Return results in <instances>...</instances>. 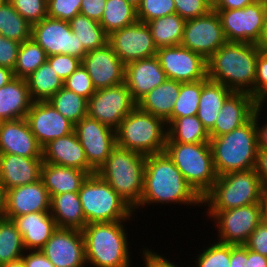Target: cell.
<instances>
[{
  "instance_id": "1",
  "label": "cell",
  "mask_w": 267,
  "mask_h": 267,
  "mask_svg": "<svg viewBox=\"0 0 267 267\" xmlns=\"http://www.w3.org/2000/svg\"><path fill=\"white\" fill-rule=\"evenodd\" d=\"M203 204L165 152L146 156L143 193L136 206L151 203Z\"/></svg>"
},
{
  "instance_id": "2",
  "label": "cell",
  "mask_w": 267,
  "mask_h": 267,
  "mask_svg": "<svg viewBox=\"0 0 267 267\" xmlns=\"http://www.w3.org/2000/svg\"><path fill=\"white\" fill-rule=\"evenodd\" d=\"M260 52L253 43L226 42L207 60L208 79L221 83L233 92L249 93L254 98Z\"/></svg>"
},
{
  "instance_id": "3",
  "label": "cell",
  "mask_w": 267,
  "mask_h": 267,
  "mask_svg": "<svg viewBox=\"0 0 267 267\" xmlns=\"http://www.w3.org/2000/svg\"><path fill=\"white\" fill-rule=\"evenodd\" d=\"M210 146L217 176L255 168L258 143L254 119L229 133L210 138Z\"/></svg>"
},
{
  "instance_id": "4",
  "label": "cell",
  "mask_w": 267,
  "mask_h": 267,
  "mask_svg": "<svg viewBox=\"0 0 267 267\" xmlns=\"http://www.w3.org/2000/svg\"><path fill=\"white\" fill-rule=\"evenodd\" d=\"M121 221L89 223L82 229L86 263L94 267H129L125 229Z\"/></svg>"
},
{
  "instance_id": "5",
  "label": "cell",
  "mask_w": 267,
  "mask_h": 267,
  "mask_svg": "<svg viewBox=\"0 0 267 267\" xmlns=\"http://www.w3.org/2000/svg\"><path fill=\"white\" fill-rule=\"evenodd\" d=\"M145 163V155L116 146L96 173L134 209L143 193Z\"/></svg>"
},
{
  "instance_id": "6",
  "label": "cell",
  "mask_w": 267,
  "mask_h": 267,
  "mask_svg": "<svg viewBox=\"0 0 267 267\" xmlns=\"http://www.w3.org/2000/svg\"><path fill=\"white\" fill-rule=\"evenodd\" d=\"M164 125L166 122L162 118L136 106L116 130V146L145 156L162 153L167 140Z\"/></svg>"
},
{
  "instance_id": "7",
  "label": "cell",
  "mask_w": 267,
  "mask_h": 267,
  "mask_svg": "<svg viewBox=\"0 0 267 267\" xmlns=\"http://www.w3.org/2000/svg\"><path fill=\"white\" fill-rule=\"evenodd\" d=\"M264 189L255 168L233 171L217 177L211 190L202 198L208 211H225L260 203Z\"/></svg>"
},
{
  "instance_id": "8",
  "label": "cell",
  "mask_w": 267,
  "mask_h": 267,
  "mask_svg": "<svg viewBox=\"0 0 267 267\" xmlns=\"http://www.w3.org/2000/svg\"><path fill=\"white\" fill-rule=\"evenodd\" d=\"M164 152L201 198L211 190L218 176L213 164L210 142H166Z\"/></svg>"
},
{
  "instance_id": "9",
  "label": "cell",
  "mask_w": 267,
  "mask_h": 267,
  "mask_svg": "<svg viewBox=\"0 0 267 267\" xmlns=\"http://www.w3.org/2000/svg\"><path fill=\"white\" fill-rule=\"evenodd\" d=\"M86 223L125 221L134 209L97 173L88 175L78 191Z\"/></svg>"
},
{
  "instance_id": "10",
  "label": "cell",
  "mask_w": 267,
  "mask_h": 267,
  "mask_svg": "<svg viewBox=\"0 0 267 267\" xmlns=\"http://www.w3.org/2000/svg\"><path fill=\"white\" fill-rule=\"evenodd\" d=\"M137 106L125 83L96 89L88 99L87 115L117 130L121 121Z\"/></svg>"
},
{
  "instance_id": "11",
  "label": "cell",
  "mask_w": 267,
  "mask_h": 267,
  "mask_svg": "<svg viewBox=\"0 0 267 267\" xmlns=\"http://www.w3.org/2000/svg\"><path fill=\"white\" fill-rule=\"evenodd\" d=\"M266 6L256 0L242 9H213L220 17L227 42L255 44L260 37Z\"/></svg>"
},
{
  "instance_id": "12",
  "label": "cell",
  "mask_w": 267,
  "mask_h": 267,
  "mask_svg": "<svg viewBox=\"0 0 267 267\" xmlns=\"http://www.w3.org/2000/svg\"><path fill=\"white\" fill-rule=\"evenodd\" d=\"M31 38L46 52L47 56L58 54L83 59L87 51L71 31L69 21L46 17L32 25Z\"/></svg>"
},
{
  "instance_id": "13",
  "label": "cell",
  "mask_w": 267,
  "mask_h": 267,
  "mask_svg": "<svg viewBox=\"0 0 267 267\" xmlns=\"http://www.w3.org/2000/svg\"><path fill=\"white\" fill-rule=\"evenodd\" d=\"M226 42L219 14L215 10L185 21L181 45L206 60Z\"/></svg>"
},
{
  "instance_id": "14",
  "label": "cell",
  "mask_w": 267,
  "mask_h": 267,
  "mask_svg": "<svg viewBox=\"0 0 267 267\" xmlns=\"http://www.w3.org/2000/svg\"><path fill=\"white\" fill-rule=\"evenodd\" d=\"M156 56L167 79L194 82L208 78L207 60L182 45L158 48Z\"/></svg>"
},
{
  "instance_id": "15",
  "label": "cell",
  "mask_w": 267,
  "mask_h": 267,
  "mask_svg": "<svg viewBox=\"0 0 267 267\" xmlns=\"http://www.w3.org/2000/svg\"><path fill=\"white\" fill-rule=\"evenodd\" d=\"M208 213L217 220L219 242L233 245H244L260 224L261 218L260 203Z\"/></svg>"
},
{
  "instance_id": "16",
  "label": "cell",
  "mask_w": 267,
  "mask_h": 267,
  "mask_svg": "<svg viewBox=\"0 0 267 267\" xmlns=\"http://www.w3.org/2000/svg\"><path fill=\"white\" fill-rule=\"evenodd\" d=\"M74 132L88 164L97 172L116 147V131L87 115L74 125Z\"/></svg>"
},
{
  "instance_id": "17",
  "label": "cell",
  "mask_w": 267,
  "mask_h": 267,
  "mask_svg": "<svg viewBox=\"0 0 267 267\" xmlns=\"http://www.w3.org/2000/svg\"><path fill=\"white\" fill-rule=\"evenodd\" d=\"M108 43L124 65L157 53L149 27L140 21L113 31L109 35Z\"/></svg>"
},
{
  "instance_id": "18",
  "label": "cell",
  "mask_w": 267,
  "mask_h": 267,
  "mask_svg": "<svg viewBox=\"0 0 267 267\" xmlns=\"http://www.w3.org/2000/svg\"><path fill=\"white\" fill-rule=\"evenodd\" d=\"M55 267H84L85 242L82 230L57 228L40 249Z\"/></svg>"
},
{
  "instance_id": "19",
  "label": "cell",
  "mask_w": 267,
  "mask_h": 267,
  "mask_svg": "<svg viewBox=\"0 0 267 267\" xmlns=\"http://www.w3.org/2000/svg\"><path fill=\"white\" fill-rule=\"evenodd\" d=\"M25 119L42 148L51 140L74 132V124L48 101L33 102Z\"/></svg>"
},
{
  "instance_id": "20",
  "label": "cell",
  "mask_w": 267,
  "mask_h": 267,
  "mask_svg": "<svg viewBox=\"0 0 267 267\" xmlns=\"http://www.w3.org/2000/svg\"><path fill=\"white\" fill-rule=\"evenodd\" d=\"M82 65L96 89L124 83L125 65L109 43L87 52L82 59Z\"/></svg>"
},
{
  "instance_id": "21",
  "label": "cell",
  "mask_w": 267,
  "mask_h": 267,
  "mask_svg": "<svg viewBox=\"0 0 267 267\" xmlns=\"http://www.w3.org/2000/svg\"><path fill=\"white\" fill-rule=\"evenodd\" d=\"M50 195L40 179L6 191L4 217L12 219L32 212H50Z\"/></svg>"
},
{
  "instance_id": "22",
  "label": "cell",
  "mask_w": 267,
  "mask_h": 267,
  "mask_svg": "<svg viewBox=\"0 0 267 267\" xmlns=\"http://www.w3.org/2000/svg\"><path fill=\"white\" fill-rule=\"evenodd\" d=\"M0 154H15L27 158H43L25 118L2 121L0 127Z\"/></svg>"
},
{
  "instance_id": "23",
  "label": "cell",
  "mask_w": 267,
  "mask_h": 267,
  "mask_svg": "<svg viewBox=\"0 0 267 267\" xmlns=\"http://www.w3.org/2000/svg\"><path fill=\"white\" fill-rule=\"evenodd\" d=\"M259 103L246 92H232L219 111L210 138L229 133L247 123Z\"/></svg>"
},
{
  "instance_id": "24",
  "label": "cell",
  "mask_w": 267,
  "mask_h": 267,
  "mask_svg": "<svg viewBox=\"0 0 267 267\" xmlns=\"http://www.w3.org/2000/svg\"><path fill=\"white\" fill-rule=\"evenodd\" d=\"M166 79L156 55L125 65L124 83L136 103Z\"/></svg>"
},
{
  "instance_id": "25",
  "label": "cell",
  "mask_w": 267,
  "mask_h": 267,
  "mask_svg": "<svg viewBox=\"0 0 267 267\" xmlns=\"http://www.w3.org/2000/svg\"><path fill=\"white\" fill-rule=\"evenodd\" d=\"M43 162L76 168L86 171L89 175L96 171L88 164L84 148L75 132L51 140L42 148Z\"/></svg>"
},
{
  "instance_id": "26",
  "label": "cell",
  "mask_w": 267,
  "mask_h": 267,
  "mask_svg": "<svg viewBox=\"0 0 267 267\" xmlns=\"http://www.w3.org/2000/svg\"><path fill=\"white\" fill-rule=\"evenodd\" d=\"M43 158H27L15 154H0V182L6 191L40 180Z\"/></svg>"
},
{
  "instance_id": "27",
  "label": "cell",
  "mask_w": 267,
  "mask_h": 267,
  "mask_svg": "<svg viewBox=\"0 0 267 267\" xmlns=\"http://www.w3.org/2000/svg\"><path fill=\"white\" fill-rule=\"evenodd\" d=\"M25 250H40L58 228L50 212H32L12 218Z\"/></svg>"
},
{
  "instance_id": "28",
  "label": "cell",
  "mask_w": 267,
  "mask_h": 267,
  "mask_svg": "<svg viewBox=\"0 0 267 267\" xmlns=\"http://www.w3.org/2000/svg\"><path fill=\"white\" fill-rule=\"evenodd\" d=\"M32 103L26 79L14 77L0 87V119L2 121L26 118Z\"/></svg>"
},
{
  "instance_id": "29",
  "label": "cell",
  "mask_w": 267,
  "mask_h": 267,
  "mask_svg": "<svg viewBox=\"0 0 267 267\" xmlns=\"http://www.w3.org/2000/svg\"><path fill=\"white\" fill-rule=\"evenodd\" d=\"M88 175L83 170L43 162L40 179L51 198L65 192H78Z\"/></svg>"
},
{
  "instance_id": "30",
  "label": "cell",
  "mask_w": 267,
  "mask_h": 267,
  "mask_svg": "<svg viewBox=\"0 0 267 267\" xmlns=\"http://www.w3.org/2000/svg\"><path fill=\"white\" fill-rule=\"evenodd\" d=\"M50 214L58 228L82 230L87 224L78 192L53 195L50 200Z\"/></svg>"
},
{
  "instance_id": "31",
  "label": "cell",
  "mask_w": 267,
  "mask_h": 267,
  "mask_svg": "<svg viewBox=\"0 0 267 267\" xmlns=\"http://www.w3.org/2000/svg\"><path fill=\"white\" fill-rule=\"evenodd\" d=\"M180 82L166 79L137 102L142 111L160 117L166 121L171 115L173 105L179 96Z\"/></svg>"
},
{
  "instance_id": "32",
  "label": "cell",
  "mask_w": 267,
  "mask_h": 267,
  "mask_svg": "<svg viewBox=\"0 0 267 267\" xmlns=\"http://www.w3.org/2000/svg\"><path fill=\"white\" fill-rule=\"evenodd\" d=\"M232 92L221 83L208 78L202 80V91L196 116L208 132L214 128L219 111Z\"/></svg>"
},
{
  "instance_id": "33",
  "label": "cell",
  "mask_w": 267,
  "mask_h": 267,
  "mask_svg": "<svg viewBox=\"0 0 267 267\" xmlns=\"http://www.w3.org/2000/svg\"><path fill=\"white\" fill-rule=\"evenodd\" d=\"M158 48L181 45L185 20L177 13L146 22Z\"/></svg>"
},
{
  "instance_id": "34",
  "label": "cell",
  "mask_w": 267,
  "mask_h": 267,
  "mask_svg": "<svg viewBox=\"0 0 267 267\" xmlns=\"http://www.w3.org/2000/svg\"><path fill=\"white\" fill-rule=\"evenodd\" d=\"M26 81L33 102L48 101L64 86V81L47 61L26 78Z\"/></svg>"
},
{
  "instance_id": "35",
  "label": "cell",
  "mask_w": 267,
  "mask_h": 267,
  "mask_svg": "<svg viewBox=\"0 0 267 267\" xmlns=\"http://www.w3.org/2000/svg\"><path fill=\"white\" fill-rule=\"evenodd\" d=\"M166 126V142L202 143L210 142L209 132L204 128L201 120L195 116L178 117Z\"/></svg>"
},
{
  "instance_id": "36",
  "label": "cell",
  "mask_w": 267,
  "mask_h": 267,
  "mask_svg": "<svg viewBox=\"0 0 267 267\" xmlns=\"http://www.w3.org/2000/svg\"><path fill=\"white\" fill-rule=\"evenodd\" d=\"M69 24L71 31L87 52L99 49L108 43L109 35L103 30L100 23L94 19L78 14L69 21Z\"/></svg>"
},
{
  "instance_id": "37",
  "label": "cell",
  "mask_w": 267,
  "mask_h": 267,
  "mask_svg": "<svg viewBox=\"0 0 267 267\" xmlns=\"http://www.w3.org/2000/svg\"><path fill=\"white\" fill-rule=\"evenodd\" d=\"M138 21L137 9L125 0H106L100 25L110 35L113 31Z\"/></svg>"
},
{
  "instance_id": "38",
  "label": "cell",
  "mask_w": 267,
  "mask_h": 267,
  "mask_svg": "<svg viewBox=\"0 0 267 267\" xmlns=\"http://www.w3.org/2000/svg\"><path fill=\"white\" fill-rule=\"evenodd\" d=\"M32 25L7 0L0 6V34L5 38L25 42L31 38Z\"/></svg>"
},
{
  "instance_id": "39",
  "label": "cell",
  "mask_w": 267,
  "mask_h": 267,
  "mask_svg": "<svg viewBox=\"0 0 267 267\" xmlns=\"http://www.w3.org/2000/svg\"><path fill=\"white\" fill-rule=\"evenodd\" d=\"M24 250L22 236L12 219L0 217V267L22 258Z\"/></svg>"
},
{
  "instance_id": "40",
  "label": "cell",
  "mask_w": 267,
  "mask_h": 267,
  "mask_svg": "<svg viewBox=\"0 0 267 267\" xmlns=\"http://www.w3.org/2000/svg\"><path fill=\"white\" fill-rule=\"evenodd\" d=\"M48 102L74 125L87 116L88 100L64 86Z\"/></svg>"
},
{
  "instance_id": "41",
  "label": "cell",
  "mask_w": 267,
  "mask_h": 267,
  "mask_svg": "<svg viewBox=\"0 0 267 267\" xmlns=\"http://www.w3.org/2000/svg\"><path fill=\"white\" fill-rule=\"evenodd\" d=\"M46 61V52L30 38L20 43L13 70L14 77L26 79Z\"/></svg>"
},
{
  "instance_id": "42",
  "label": "cell",
  "mask_w": 267,
  "mask_h": 267,
  "mask_svg": "<svg viewBox=\"0 0 267 267\" xmlns=\"http://www.w3.org/2000/svg\"><path fill=\"white\" fill-rule=\"evenodd\" d=\"M202 91V80L180 82V92L172 110V115L165 121L166 125L178 117L195 116L198 111Z\"/></svg>"
},
{
  "instance_id": "43",
  "label": "cell",
  "mask_w": 267,
  "mask_h": 267,
  "mask_svg": "<svg viewBox=\"0 0 267 267\" xmlns=\"http://www.w3.org/2000/svg\"><path fill=\"white\" fill-rule=\"evenodd\" d=\"M174 13L176 9L173 0H142L137 8V19L146 23Z\"/></svg>"
},
{
  "instance_id": "44",
  "label": "cell",
  "mask_w": 267,
  "mask_h": 267,
  "mask_svg": "<svg viewBox=\"0 0 267 267\" xmlns=\"http://www.w3.org/2000/svg\"><path fill=\"white\" fill-rule=\"evenodd\" d=\"M198 267H230V244L216 242L197 258Z\"/></svg>"
},
{
  "instance_id": "45",
  "label": "cell",
  "mask_w": 267,
  "mask_h": 267,
  "mask_svg": "<svg viewBox=\"0 0 267 267\" xmlns=\"http://www.w3.org/2000/svg\"><path fill=\"white\" fill-rule=\"evenodd\" d=\"M31 25L47 17V0H8Z\"/></svg>"
},
{
  "instance_id": "46",
  "label": "cell",
  "mask_w": 267,
  "mask_h": 267,
  "mask_svg": "<svg viewBox=\"0 0 267 267\" xmlns=\"http://www.w3.org/2000/svg\"><path fill=\"white\" fill-rule=\"evenodd\" d=\"M64 87L87 100L96 92L91 77L82 64L64 81Z\"/></svg>"
},
{
  "instance_id": "47",
  "label": "cell",
  "mask_w": 267,
  "mask_h": 267,
  "mask_svg": "<svg viewBox=\"0 0 267 267\" xmlns=\"http://www.w3.org/2000/svg\"><path fill=\"white\" fill-rule=\"evenodd\" d=\"M82 0H47V16L54 19L70 21L80 14Z\"/></svg>"
},
{
  "instance_id": "48",
  "label": "cell",
  "mask_w": 267,
  "mask_h": 267,
  "mask_svg": "<svg viewBox=\"0 0 267 267\" xmlns=\"http://www.w3.org/2000/svg\"><path fill=\"white\" fill-rule=\"evenodd\" d=\"M176 13L185 21L206 15L212 7L205 0H173Z\"/></svg>"
},
{
  "instance_id": "49",
  "label": "cell",
  "mask_w": 267,
  "mask_h": 267,
  "mask_svg": "<svg viewBox=\"0 0 267 267\" xmlns=\"http://www.w3.org/2000/svg\"><path fill=\"white\" fill-rule=\"evenodd\" d=\"M267 97V52L261 51L257 57L255 83H254V99L263 104Z\"/></svg>"
},
{
  "instance_id": "50",
  "label": "cell",
  "mask_w": 267,
  "mask_h": 267,
  "mask_svg": "<svg viewBox=\"0 0 267 267\" xmlns=\"http://www.w3.org/2000/svg\"><path fill=\"white\" fill-rule=\"evenodd\" d=\"M47 62L63 81H65L82 64L81 59L63 54L47 56Z\"/></svg>"
},
{
  "instance_id": "51",
  "label": "cell",
  "mask_w": 267,
  "mask_h": 267,
  "mask_svg": "<svg viewBox=\"0 0 267 267\" xmlns=\"http://www.w3.org/2000/svg\"><path fill=\"white\" fill-rule=\"evenodd\" d=\"M20 43L0 34V66L14 70Z\"/></svg>"
},
{
  "instance_id": "52",
  "label": "cell",
  "mask_w": 267,
  "mask_h": 267,
  "mask_svg": "<svg viewBox=\"0 0 267 267\" xmlns=\"http://www.w3.org/2000/svg\"><path fill=\"white\" fill-rule=\"evenodd\" d=\"M247 249L253 250L261 255L267 256V227L261 223L249 236L244 244Z\"/></svg>"
},
{
  "instance_id": "53",
  "label": "cell",
  "mask_w": 267,
  "mask_h": 267,
  "mask_svg": "<svg viewBox=\"0 0 267 267\" xmlns=\"http://www.w3.org/2000/svg\"><path fill=\"white\" fill-rule=\"evenodd\" d=\"M106 0H82L80 14L98 22L102 19Z\"/></svg>"
},
{
  "instance_id": "54",
  "label": "cell",
  "mask_w": 267,
  "mask_h": 267,
  "mask_svg": "<svg viewBox=\"0 0 267 267\" xmlns=\"http://www.w3.org/2000/svg\"><path fill=\"white\" fill-rule=\"evenodd\" d=\"M230 267H248V249L244 245L230 244Z\"/></svg>"
},
{
  "instance_id": "55",
  "label": "cell",
  "mask_w": 267,
  "mask_h": 267,
  "mask_svg": "<svg viewBox=\"0 0 267 267\" xmlns=\"http://www.w3.org/2000/svg\"><path fill=\"white\" fill-rule=\"evenodd\" d=\"M25 267H55L41 250H33L22 256Z\"/></svg>"
},
{
  "instance_id": "56",
  "label": "cell",
  "mask_w": 267,
  "mask_h": 267,
  "mask_svg": "<svg viewBox=\"0 0 267 267\" xmlns=\"http://www.w3.org/2000/svg\"><path fill=\"white\" fill-rule=\"evenodd\" d=\"M261 106L263 104H259L252 115V118L255 121V128H256V134H257V143H258V150H265L267 151V123L263 125L261 128L258 127V119H259V112L261 111Z\"/></svg>"
},
{
  "instance_id": "57",
  "label": "cell",
  "mask_w": 267,
  "mask_h": 267,
  "mask_svg": "<svg viewBox=\"0 0 267 267\" xmlns=\"http://www.w3.org/2000/svg\"><path fill=\"white\" fill-rule=\"evenodd\" d=\"M255 170L260 178L264 191H267V151L258 150Z\"/></svg>"
},
{
  "instance_id": "58",
  "label": "cell",
  "mask_w": 267,
  "mask_h": 267,
  "mask_svg": "<svg viewBox=\"0 0 267 267\" xmlns=\"http://www.w3.org/2000/svg\"><path fill=\"white\" fill-rule=\"evenodd\" d=\"M143 255L146 262V267H178L167 260L165 257L163 258L157 253H153L152 250H145Z\"/></svg>"
},
{
  "instance_id": "59",
  "label": "cell",
  "mask_w": 267,
  "mask_h": 267,
  "mask_svg": "<svg viewBox=\"0 0 267 267\" xmlns=\"http://www.w3.org/2000/svg\"><path fill=\"white\" fill-rule=\"evenodd\" d=\"M256 0H216L212 9H242Z\"/></svg>"
},
{
  "instance_id": "60",
  "label": "cell",
  "mask_w": 267,
  "mask_h": 267,
  "mask_svg": "<svg viewBox=\"0 0 267 267\" xmlns=\"http://www.w3.org/2000/svg\"><path fill=\"white\" fill-rule=\"evenodd\" d=\"M248 267H267V256L248 249Z\"/></svg>"
},
{
  "instance_id": "61",
  "label": "cell",
  "mask_w": 267,
  "mask_h": 267,
  "mask_svg": "<svg viewBox=\"0 0 267 267\" xmlns=\"http://www.w3.org/2000/svg\"><path fill=\"white\" fill-rule=\"evenodd\" d=\"M255 45L260 51L267 52V9L264 17L261 34Z\"/></svg>"
},
{
  "instance_id": "62",
  "label": "cell",
  "mask_w": 267,
  "mask_h": 267,
  "mask_svg": "<svg viewBox=\"0 0 267 267\" xmlns=\"http://www.w3.org/2000/svg\"><path fill=\"white\" fill-rule=\"evenodd\" d=\"M14 78L13 70L0 66V87Z\"/></svg>"
},
{
  "instance_id": "63",
  "label": "cell",
  "mask_w": 267,
  "mask_h": 267,
  "mask_svg": "<svg viewBox=\"0 0 267 267\" xmlns=\"http://www.w3.org/2000/svg\"><path fill=\"white\" fill-rule=\"evenodd\" d=\"M261 218L260 223L267 227V191H264L262 199L260 201Z\"/></svg>"
},
{
  "instance_id": "64",
  "label": "cell",
  "mask_w": 267,
  "mask_h": 267,
  "mask_svg": "<svg viewBox=\"0 0 267 267\" xmlns=\"http://www.w3.org/2000/svg\"><path fill=\"white\" fill-rule=\"evenodd\" d=\"M6 207V189L0 182V217H4Z\"/></svg>"
},
{
  "instance_id": "65",
  "label": "cell",
  "mask_w": 267,
  "mask_h": 267,
  "mask_svg": "<svg viewBox=\"0 0 267 267\" xmlns=\"http://www.w3.org/2000/svg\"><path fill=\"white\" fill-rule=\"evenodd\" d=\"M1 267H25L22 258L9 262L8 264L2 265Z\"/></svg>"
},
{
  "instance_id": "66",
  "label": "cell",
  "mask_w": 267,
  "mask_h": 267,
  "mask_svg": "<svg viewBox=\"0 0 267 267\" xmlns=\"http://www.w3.org/2000/svg\"><path fill=\"white\" fill-rule=\"evenodd\" d=\"M125 1L137 9L140 6L142 0H125Z\"/></svg>"
},
{
  "instance_id": "67",
  "label": "cell",
  "mask_w": 267,
  "mask_h": 267,
  "mask_svg": "<svg viewBox=\"0 0 267 267\" xmlns=\"http://www.w3.org/2000/svg\"><path fill=\"white\" fill-rule=\"evenodd\" d=\"M212 8L216 3V0H205Z\"/></svg>"
},
{
  "instance_id": "68",
  "label": "cell",
  "mask_w": 267,
  "mask_h": 267,
  "mask_svg": "<svg viewBox=\"0 0 267 267\" xmlns=\"http://www.w3.org/2000/svg\"><path fill=\"white\" fill-rule=\"evenodd\" d=\"M267 8V0H260Z\"/></svg>"
},
{
  "instance_id": "69",
  "label": "cell",
  "mask_w": 267,
  "mask_h": 267,
  "mask_svg": "<svg viewBox=\"0 0 267 267\" xmlns=\"http://www.w3.org/2000/svg\"><path fill=\"white\" fill-rule=\"evenodd\" d=\"M7 0H0V6H2Z\"/></svg>"
}]
</instances>
